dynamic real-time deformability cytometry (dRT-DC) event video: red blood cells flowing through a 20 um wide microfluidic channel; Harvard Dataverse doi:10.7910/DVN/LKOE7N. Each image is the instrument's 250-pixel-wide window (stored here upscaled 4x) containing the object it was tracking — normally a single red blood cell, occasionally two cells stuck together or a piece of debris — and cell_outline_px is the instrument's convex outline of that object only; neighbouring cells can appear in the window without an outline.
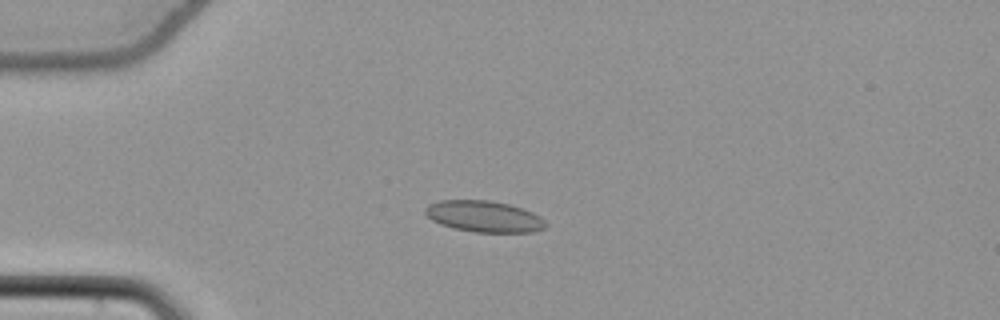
{"species": "common noctule bat (a hibernating species)", "species_latin": "Nyctalus noctula", "temperature_condition": "cold", "stored_images_in_passage": 44, "camera_frame_rate_fps": 3000, "um_per_image_px": 0.085, "animal": {"sex": "female", "body_mass_g": 22.7, "forearm_length_mm": 54.2}, "frame": {"image": 1, "passage_image": 12, "time_ms": 3.667, "image_size_px": [1000, 320], "cell_outline_px": [[548, 224], [544, 228], [532, 232], [476, 232], [452, 228], [440, 224], [432, 220], [424, 212], [424, 208], [428, 204], [440, 200], [488, 200], [508, 204], [532, 212], [540, 216]], "centroid_in_image_um": [41.12, 18.4], "position_along_channel_um": 43.9, "area_um2": 21.96}}
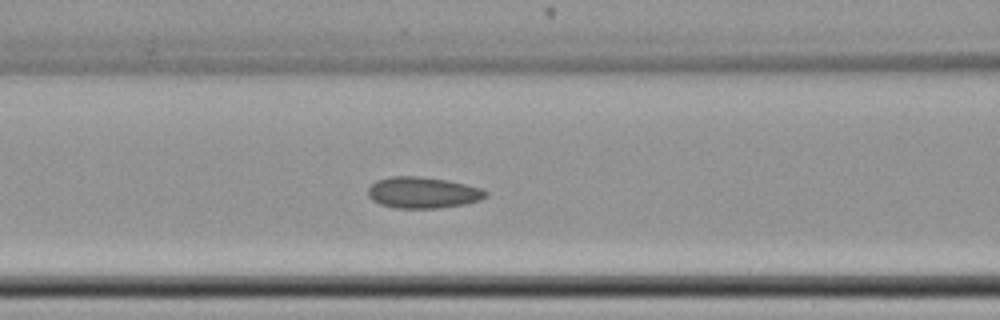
{"frame": {"image": 2, "passage_image": 21, "time_ms": 6.667, "image_size_px": [1000, 320], "cell_outline_px": [[488, 196], [480, 200], [464, 204], [440, 208], [396, 208], [380, 204], [372, 200], [368, 196], [368, 188], [376, 180], [392, 176], [416, 176], [448, 180], [480, 188], [488, 192]], "centroid_in_image_um": [35.93, 16.37], "position_along_channel_um": 130.7, "area_um2": 21.44}}
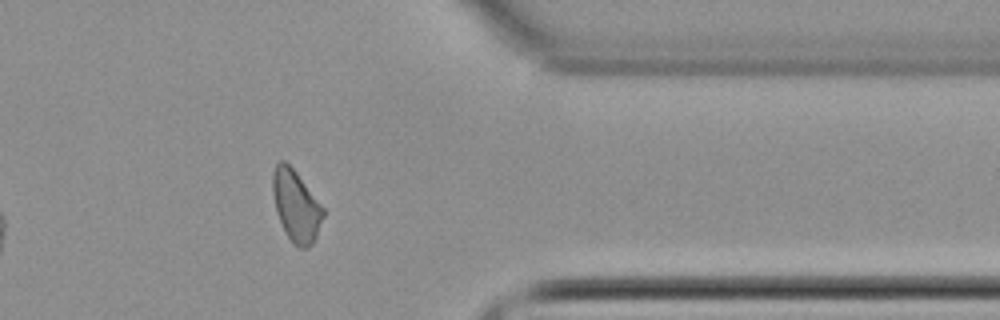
{"frame": {"image": 3, "passage_image": 42, "time_ms": 13.667, "image_size_px": [1000, 320], "cell_outline_px": [[324, 216], [316, 236], [312, 244], [308, 248], [300, 248], [292, 244], [276, 212], [272, 192], [272, 172], [276, 164], [280, 160], [284, 160], [296, 172], [324, 208]], "centroid_in_image_um": [25.15, 17.5], "position_along_channel_um": 386.2, "area_um2": 20.87}, "authors_computed_cell_mechanics": {"area_um2": 21.2704, "velocity_mm_per_s": 3.833, "shape_relaxation_time_tau1_ms": null, "shape_relaxation_time_tau2_ms": 2.9101, "deformation_change_tau1": null, "deformation_change_tau2": 0.0783}}